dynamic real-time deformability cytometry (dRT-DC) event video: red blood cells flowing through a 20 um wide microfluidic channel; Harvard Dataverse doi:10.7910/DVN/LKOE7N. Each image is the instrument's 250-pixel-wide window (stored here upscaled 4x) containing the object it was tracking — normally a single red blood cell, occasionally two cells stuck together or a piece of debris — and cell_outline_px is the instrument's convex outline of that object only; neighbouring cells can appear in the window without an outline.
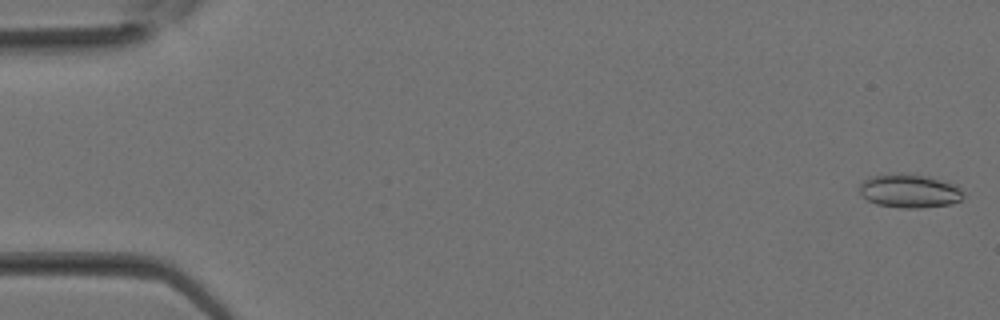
{"species": "Egyptian fruit bat (a non-hibernating species)", "species_latin": "Rousettus aegyptiacus", "temperature_condition": "room temperature", "stored_images_in_passage": 34, "camera_frame_rate_fps": 3000, "um_per_image_px": 0.085, "animal": {"sex": "female"}, "frame": {"image": 1, "passage_image": 1, "time_ms": 0.0, "image_size_px": [1000, 320], "cell_outline_px": [[964, 196], [960, 200], [952, 204], [920, 208], [900, 208], [876, 204], [868, 200], [856, 188], [868, 176], [928, 176], [956, 184], [964, 192]], "centroid_in_image_um": [77.34, 16.27], "position_along_channel_um": 7.7, "area_um2": 19.94}}
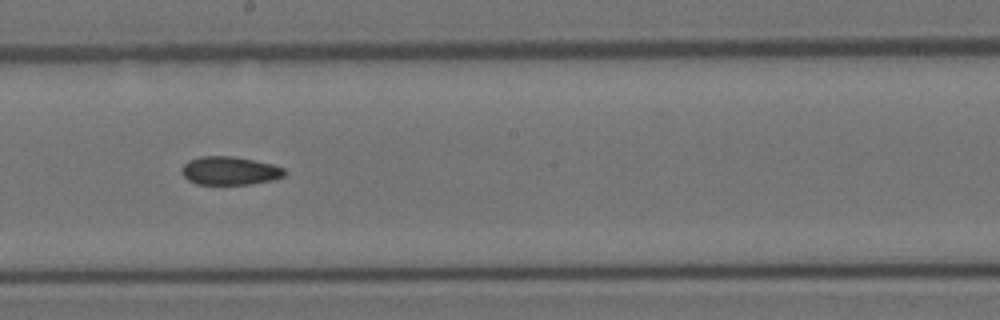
{"frame": {"image": 2, "passage_image": 19, "time_ms": 6.0, "image_size_px": [1000, 320], "cell_outline_px": [[288, 172], [284, 176], [272, 180], [248, 184], [196, 184], [188, 180], [180, 172], [184, 164], [188, 160], [200, 156], [232, 156], [272, 164], [284, 168]], "centroid_in_image_um": [19.52, 14.51], "position_along_channel_um": 228.7, "area_um2": 16.99}}
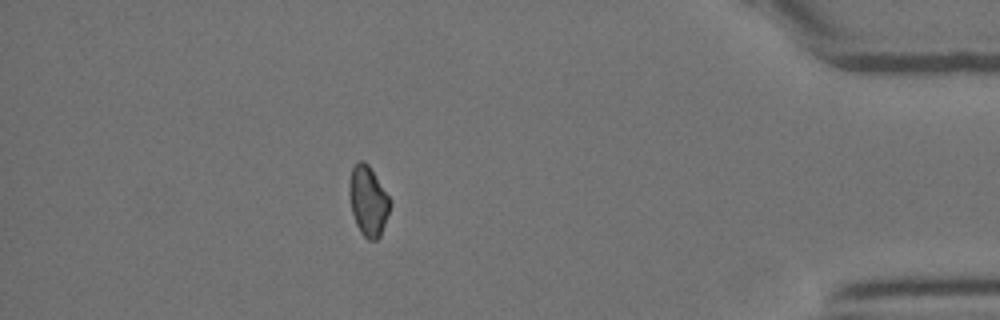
{"frame": {"image": 3, "passage_image": 30, "time_ms": 9.667, "image_size_px": [1000, 320], "cell_outline_px": [[392, 204], [380, 236], [376, 240], [368, 240], [360, 232], [356, 224], [352, 212], [348, 192], [348, 184], [352, 168], [356, 160], [364, 160], [368, 164], [388, 196]], "centroid_in_image_um": [31.27, 17.07], "position_along_channel_um": 403.9, "area_um2": 16.65}}